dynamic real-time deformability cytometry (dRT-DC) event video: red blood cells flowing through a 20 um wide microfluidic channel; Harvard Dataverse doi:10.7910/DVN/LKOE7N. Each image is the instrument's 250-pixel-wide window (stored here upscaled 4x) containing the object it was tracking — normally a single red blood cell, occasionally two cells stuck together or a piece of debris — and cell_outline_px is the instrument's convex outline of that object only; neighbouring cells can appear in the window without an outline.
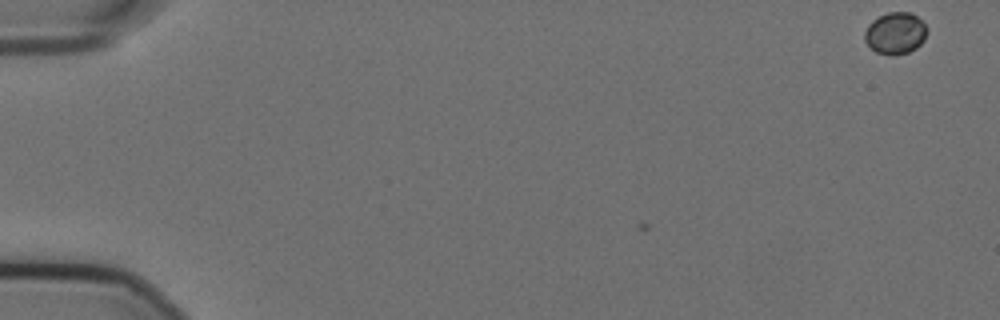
{"species": "Egyptian fruit bat (a non-hibernating species)", "species_latin": "Rousettus aegyptiacus", "temperature_condition": "cold", "stored_images_in_passage": 8, "camera_frame_rate_fps": 3000, "um_per_image_px": 0.085, "animal": {"sex": "female"}, "frame": {"image": 1, "passage_image": 1, "time_ms": 0.0, "image_size_px": [1000, 320], "cell_outline_px": [[928, 32], [924, 40], [916, 48], [908, 52], [892, 56], [888, 56], [876, 52], [864, 40], [864, 32], [868, 24], [872, 20], [888, 12], [912, 12], [924, 24]], "centroid_in_image_um": [76.1, 2.83], "position_along_channel_um": 8.9, "area_um2": 15.26}}